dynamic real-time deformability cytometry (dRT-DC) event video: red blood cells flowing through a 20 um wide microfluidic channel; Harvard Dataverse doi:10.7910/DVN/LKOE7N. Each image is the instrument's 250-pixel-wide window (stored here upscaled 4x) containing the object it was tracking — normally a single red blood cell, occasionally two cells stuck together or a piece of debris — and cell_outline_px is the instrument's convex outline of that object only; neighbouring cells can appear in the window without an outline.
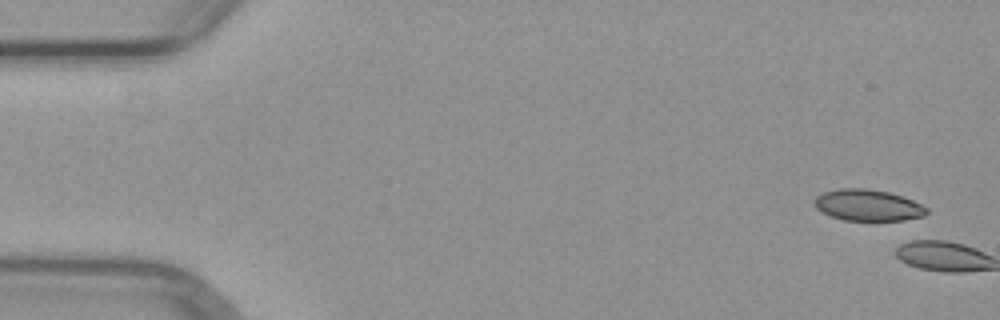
{"species": "common noctule bat (a hibernating species)", "species_latin": "Nyctalus noctula", "temperature_condition": "warm", "stored_images_in_passage": 4, "camera_frame_rate_fps": 3000, "um_per_image_px": 0.085, "animal": {"sex": "female", "body_mass_g": 29.2, "forearm_length_mm": 56.3}, "frame": {"image": 1, "passage_image": 1, "time_ms": 0.0, "image_size_px": [1000, 320], "cell_outline_px": [[928, 212], [924, 216], [904, 220], [844, 220], [820, 212], [812, 204], [816, 196], [824, 192], [840, 188], [864, 188], [888, 192], [904, 196], [928, 208]], "centroid_in_image_um": [73.75, 17.44], "position_along_channel_um": 11.2, "area_um2": 20.58}}